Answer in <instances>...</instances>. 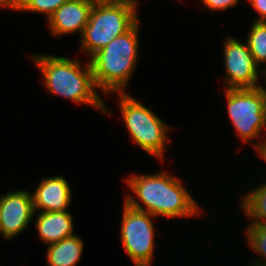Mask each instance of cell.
<instances>
[{"mask_svg":"<svg viewBox=\"0 0 266 266\" xmlns=\"http://www.w3.org/2000/svg\"><path fill=\"white\" fill-rule=\"evenodd\" d=\"M30 58L42 73L44 87L51 94L112 115L96 91L89 60L83 66L79 59L62 56L34 54Z\"/></svg>","mask_w":266,"mask_h":266,"instance_id":"obj_2","label":"cell"},{"mask_svg":"<svg viewBox=\"0 0 266 266\" xmlns=\"http://www.w3.org/2000/svg\"><path fill=\"white\" fill-rule=\"evenodd\" d=\"M68 0H23L20 11L44 14L46 20Z\"/></svg>","mask_w":266,"mask_h":266,"instance_id":"obj_17","label":"cell"},{"mask_svg":"<svg viewBox=\"0 0 266 266\" xmlns=\"http://www.w3.org/2000/svg\"><path fill=\"white\" fill-rule=\"evenodd\" d=\"M247 3L259 14L255 21L266 22V0H247Z\"/></svg>","mask_w":266,"mask_h":266,"instance_id":"obj_19","label":"cell"},{"mask_svg":"<svg viewBox=\"0 0 266 266\" xmlns=\"http://www.w3.org/2000/svg\"><path fill=\"white\" fill-rule=\"evenodd\" d=\"M93 2H124V1H133L136 3L138 7V2L137 0H92Z\"/></svg>","mask_w":266,"mask_h":266,"instance_id":"obj_22","label":"cell"},{"mask_svg":"<svg viewBox=\"0 0 266 266\" xmlns=\"http://www.w3.org/2000/svg\"><path fill=\"white\" fill-rule=\"evenodd\" d=\"M94 2L92 0H68L47 20L48 29L54 36L79 33L82 36Z\"/></svg>","mask_w":266,"mask_h":266,"instance_id":"obj_10","label":"cell"},{"mask_svg":"<svg viewBox=\"0 0 266 266\" xmlns=\"http://www.w3.org/2000/svg\"><path fill=\"white\" fill-rule=\"evenodd\" d=\"M133 1L94 2L90 18L80 38L81 52L89 58L115 37L129 31L139 20ZM88 53V54H87Z\"/></svg>","mask_w":266,"mask_h":266,"instance_id":"obj_4","label":"cell"},{"mask_svg":"<svg viewBox=\"0 0 266 266\" xmlns=\"http://www.w3.org/2000/svg\"><path fill=\"white\" fill-rule=\"evenodd\" d=\"M225 97L228 117L237 135L245 144L258 139L253 144L256 147L266 136V88L225 89Z\"/></svg>","mask_w":266,"mask_h":266,"instance_id":"obj_6","label":"cell"},{"mask_svg":"<svg viewBox=\"0 0 266 266\" xmlns=\"http://www.w3.org/2000/svg\"><path fill=\"white\" fill-rule=\"evenodd\" d=\"M125 184L133 191L134 197L128 193L124 202L155 217H197L202 211L182 181L167 172L131 174L126 177Z\"/></svg>","mask_w":266,"mask_h":266,"instance_id":"obj_1","label":"cell"},{"mask_svg":"<svg viewBox=\"0 0 266 266\" xmlns=\"http://www.w3.org/2000/svg\"><path fill=\"white\" fill-rule=\"evenodd\" d=\"M71 185L63 176L45 177L32 192L34 214L67 211L71 205Z\"/></svg>","mask_w":266,"mask_h":266,"instance_id":"obj_11","label":"cell"},{"mask_svg":"<svg viewBox=\"0 0 266 266\" xmlns=\"http://www.w3.org/2000/svg\"><path fill=\"white\" fill-rule=\"evenodd\" d=\"M119 110L131 139L143 151L163 162L170 139V127L160 117L129 93H116ZM167 145V146H166Z\"/></svg>","mask_w":266,"mask_h":266,"instance_id":"obj_5","label":"cell"},{"mask_svg":"<svg viewBox=\"0 0 266 266\" xmlns=\"http://www.w3.org/2000/svg\"><path fill=\"white\" fill-rule=\"evenodd\" d=\"M241 209L250 224L266 225V182L241 197Z\"/></svg>","mask_w":266,"mask_h":266,"instance_id":"obj_14","label":"cell"},{"mask_svg":"<svg viewBox=\"0 0 266 266\" xmlns=\"http://www.w3.org/2000/svg\"><path fill=\"white\" fill-rule=\"evenodd\" d=\"M35 228L45 245L57 243L74 236L73 215L67 211L39 212L36 215Z\"/></svg>","mask_w":266,"mask_h":266,"instance_id":"obj_12","label":"cell"},{"mask_svg":"<svg viewBox=\"0 0 266 266\" xmlns=\"http://www.w3.org/2000/svg\"><path fill=\"white\" fill-rule=\"evenodd\" d=\"M47 247V266H76L83 254L84 242L76 233Z\"/></svg>","mask_w":266,"mask_h":266,"instance_id":"obj_13","label":"cell"},{"mask_svg":"<svg viewBox=\"0 0 266 266\" xmlns=\"http://www.w3.org/2000/svg\"><path fill=\"white\" fill-rule=\"evenodd\" d=\"M140 20L89 58L93 81L105 95L125 93L139 59Z\"/></svg>","mask_w":266,"mask_h":266,"instance_id":"obj_3","label":"cell"},{"mask_svg":"<svg viewBox=\"0 0 266 266\" xmlns=\"http://www.w3.org/2000/svg\"><path fill=\"white\" fill-rule=\"evenodd\" d=\"M223 45L224 89L260 87L259 76L266 78V75L264 69L260 70L255 64L247 43L228 36Z\"/></svg>","mask_w":266,"mask_h":266,"instance_id":"obj_8","label":"cell"},{"mask_svg":"<svg viewBox=\"0 0 266 266\" xmlns=\"http://www.w3.org/2000/svg\"><path fill=\"white\" fill-rule=\"evenodd\" d=\"M33 217V198L28 190H14L0 196V234L4 239L20 235Z\"/></svg>","mask_w":266,"mask_h":266,"instance_id":"obj_9","label":"cell"},{"mask_svg":"<svg viewBox=\"0 0 266 266\" xmlns=\"http://www.w3.org/2000/svg\"><path fill=\"white\" fill-rule=\"evenodd\" d=\"M246 38V43L255 64L258 67L261 63L266 65V22H252ZM264 73L266 75V68Z\"/></svg>","mask_w":266,"mask_h":266,"instance_id":"obj_15","label":"cell"},{"mask_svg":"<svg viewBox=\"0 0 266 266\" xmlns=\"http://www.w3.org/2000/svg\"><path fill=\"white\" fill-rule=\"evenodd\" d=\"M155 216L123 202L120 238L135 266H151L155 248Z\"/></svg>","mask_w":266,"mask_h":266,"instance_id":"obj_7","label":"cell"},{"mask_svg":"<svg viewBox=\"0 0 266 266\" xmlns=\"http://www.w3.org/2000/svg\"><path fill=\"white\" fill-rule=\"evenodd\" d=\"M255 150L256 152L258 151V156H260V158L266 163V137L262 142H259V144L255 147Z\"/></svg>","mask_w":266,"mask_h":266,"instance_id":"obj_21","label":"cell"},{"mask_svg":"<svg viewBox=\"0 0 266 266\" xmlns=\"http://www.w3.org/2000/svg\"><path fill=\"white\" fill-rule=\"evenodd\" d=\"M203 6L210 11H226L229 8L235 7L239 0H200Z\"/></svg>","mask_w":266,"mask_h":266,"instance_id":"obj_18","label":"cell"},{"mask_svg":"<svg viewBox=\"0 0 266 266\" xmlns=\"http://www.w3.org/2000/svg\"><path fill=\"white\" fill-rule=\"evenodd\" d=\"M245 227H247L244 230L248 240L247 244L254 253L260 255L248 266H266V225L249 224Z\"/></svg>","mask_w":266,"mask_h":266,"instance_id":"obj_16","label":"cell"},{"mask_svg":"<svg viewBox=\"0 0 266 266\" xmlns=\"http://www.w3.org/2000/svg\"><path fill=\"white\" fill-rule=\"evenodd\" d=\"M23 0H0V7L10 8L11 10L20 11Z\"/></svg>","mask_w":266,"mask_h":266,"instance_id":"obj_20","label":"cell"}]
</instances>
